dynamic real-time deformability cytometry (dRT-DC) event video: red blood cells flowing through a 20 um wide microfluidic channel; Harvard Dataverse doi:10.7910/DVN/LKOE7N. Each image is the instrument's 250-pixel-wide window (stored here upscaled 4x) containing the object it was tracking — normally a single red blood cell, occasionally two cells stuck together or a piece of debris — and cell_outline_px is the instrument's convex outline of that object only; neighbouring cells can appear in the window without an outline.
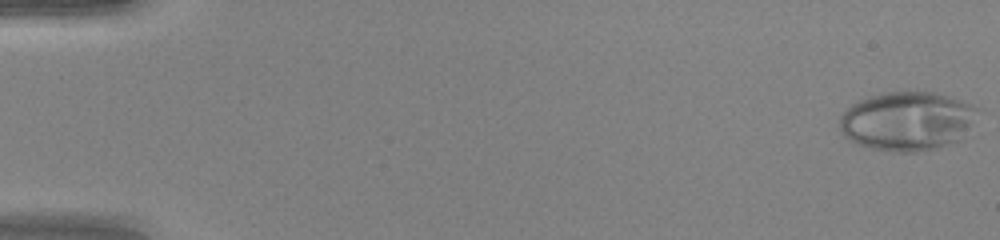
{"species": "human", "species_latin": "Homo sapiens", "temperature_condition": "warm", "stored_images_in_passage": 49, "camera_frame_rate_fps": 3000, "um_per_image_px": 0.085, "donor": {"sex": "female"}, "frame": {"image": 1, "passage_image": 1, "time_ms": 0.0, "image_size_px": [1000, 240], "cell_outline_px": [[976, 108], [960, 140], [936, 148], [916, 152], [896, 152], [872, 148], [860, 144], [844, 136], [840, 132], [840, 116], [852, 104], [860, 100], [872, 96], [888, 92], [932, 92], [972, 104]], "centroid_in_image_um": [77.04, 10.3], "position_along_channel_um": 8.0, "area_um2": 46.24}}
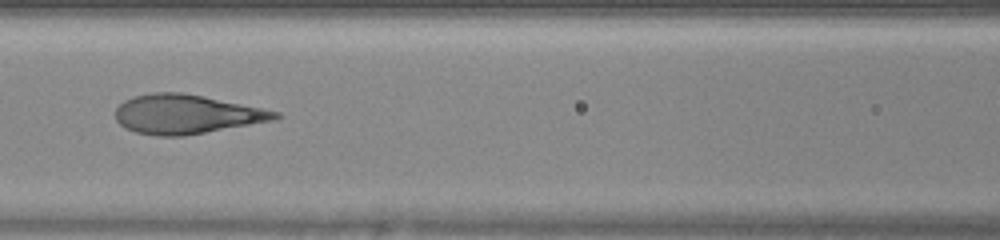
{"frame": {"image": 2, "passage_image": 23, "time_ms": 7.333, "image_size_px": [1000, 240], "cell_outline_px": [[284, 116], [276, 120], [184, 136], [156, 136], [136, 132], [124, 128], [116, 120], [116, 108], [124, 100], [132, 96], [152, 92], [180, 92], [204, 96], [280, 112]], "centroid_in_image_um": [15.84, 9.71], "position_along_channel_um": 150.8, "area_um2": 36.65}}
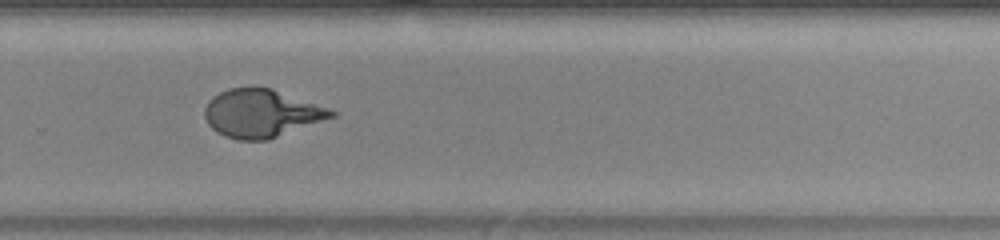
{"frame": {"image": 3, "passage_image": 34, "time_ms": 11.0, "image_size_px": [1000, 240], "cell_outline_px": [[336, 116], [268, 140], [240, 140], [224, 136], [216, 132], [208, 124], [204, 116], [204, 108], [208, 100], [212, 96], [228, 88], [272, 88], [328, 108], [336, 112]], "centroid_in_image_um": [22.19, 9.64], "position_along_channel_um": 307.6, "area_um2": 35.32}, "authors_computed_cell_mechanics": {"area_um2": 37.281, "velocity_mm_per_s": 4.2921, "shape_relaxation_time_tau1_ms": 6.7551, "shape_relaxation_time_tau2_ms": null, "deformation_change_tau1": 0.358, "deformation_change_tau2": null}}